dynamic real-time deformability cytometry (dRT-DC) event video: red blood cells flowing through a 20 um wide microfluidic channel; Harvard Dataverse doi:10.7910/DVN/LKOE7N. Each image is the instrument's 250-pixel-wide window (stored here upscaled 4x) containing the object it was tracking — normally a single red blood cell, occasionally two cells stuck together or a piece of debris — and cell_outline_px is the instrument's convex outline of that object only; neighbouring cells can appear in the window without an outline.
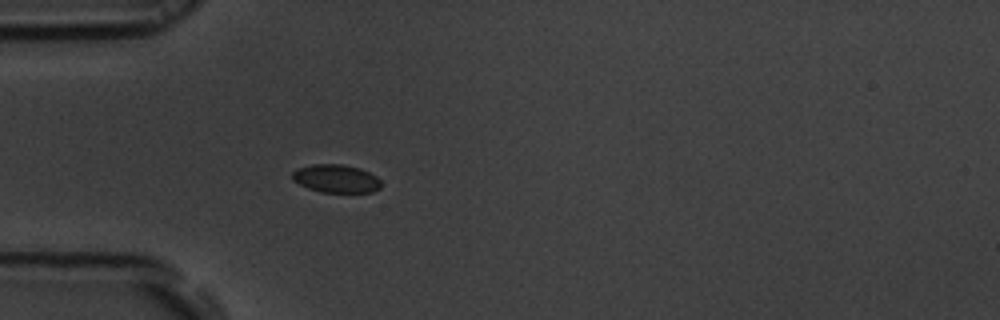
{"species": "common noctule bat (a hibernating species)", "species_latin": "Nyctalus noctula", "temperature_condition": "room temperature", "stored_images_in_passage": 40, "camera_frame_rate_fps": 3000, "um_per_image_px": 0.085, "animal": {"sex": "male", "body_mass_g": 19.5, "forearm_length_mm": 54.6}, "frame": {"image": 1, "passage_image": 1, "time_ms": 0.0, "image_size_px": [1000, 320], "cell_outline_px": [[380, 188], [372, 192], [320, 192], [308, 188], [292, 180], [292, 172], [296, 168], [312, 164], [344, 164], [360, 168], [376, 176], [380, 180]], "centroid_in_image_um": [28.54, 15.17], "position_along_channel_um": 56.5, "area_um2": 14.62}}
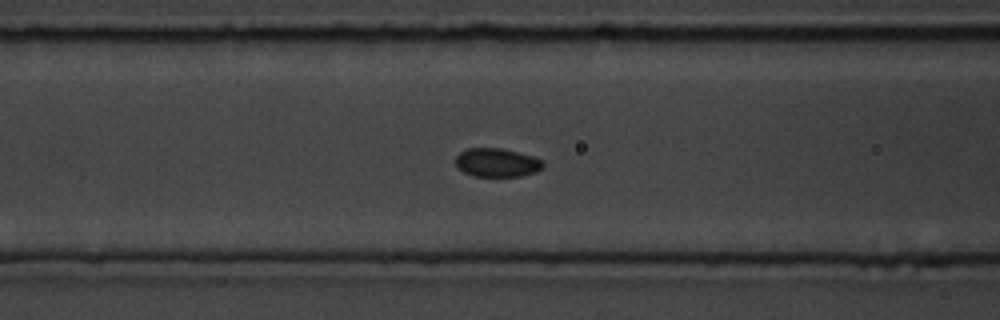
{"frame": {"image": 2, "passage_image": 7, "time_ms": 2.0, "image_size_px": [1000, 320], "cell_outline_px": [[544, 168], [536, 172], [520, 176], [472, 176], [456, 168], [456, 156], [460, 152], [468, 148], [500, 148], [532, 156], [544, 160]], "centroid_in_image_um": [42.24, 13.83], "position_along_channel_um": 124.4, "area_um2": 14.68}}
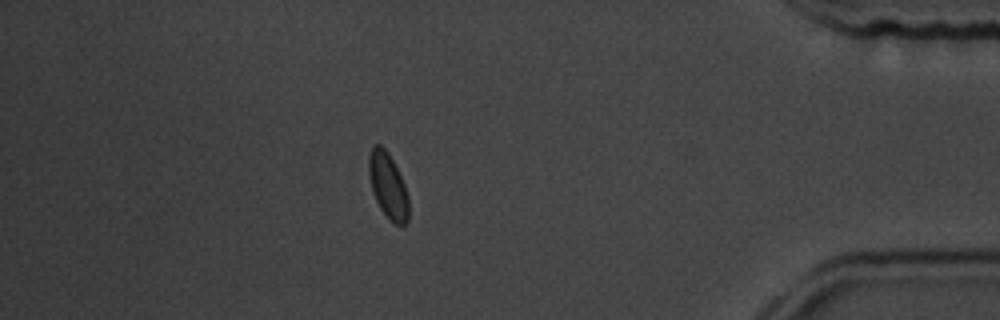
{"frame": {"image": 3, "passage_image": 33, "time_ms": 10.667, "image_size_px": [1000, 320], "cell_outline_px": [[408, 220], [404, 224], [396, 224], [388, 220], [380, 208], [372, 192], [368, 172], [368, 156], [372, 144], [380, 144], [388, 152], [404, 184], [408, 196]], "centroid_in_image_um": [32.94, 15.77], "position_along_channel_um": 402.3, "area_um2": 15.26}}